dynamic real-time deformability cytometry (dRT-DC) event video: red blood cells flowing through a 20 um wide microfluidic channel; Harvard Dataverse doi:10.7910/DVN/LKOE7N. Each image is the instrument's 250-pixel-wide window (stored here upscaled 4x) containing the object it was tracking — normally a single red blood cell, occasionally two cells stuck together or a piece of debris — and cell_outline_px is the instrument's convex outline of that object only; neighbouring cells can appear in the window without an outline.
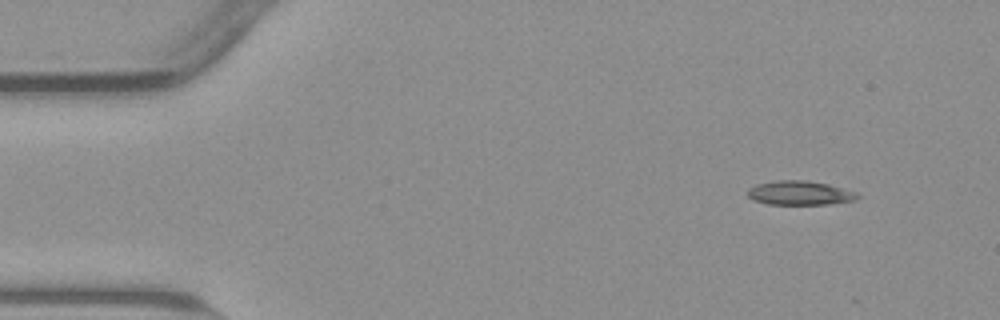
{"species": "common noctule bat (a hibernating species)", "species_latin": "Nyctalus noctula", "temperature_condition": "warm", "stored_images_in_passage": 50, "camera_frame_rate_fps": 3000, "um_per_image_px": 0.085, "animal": {"sex": "male", "body_mass_g": 23.1, "forearm_length_mm": 52.7}, "frame": {"image": 1, "passage_image": 1, "time_ms": 0.0, "image_size_px": [1000, 320], "cell_outline_px": [[860, 196], [856, 200], [828, 204], [768, 204], [752, 200], [748, 196], [748, 188], [756, 184], [776, 180], [808, 180], [828, 184], [856, 192]], "centroid_in_image_um": [67.96, 16.4], "position_along_channel_um": 17.0, "area_um2": 15.49}}
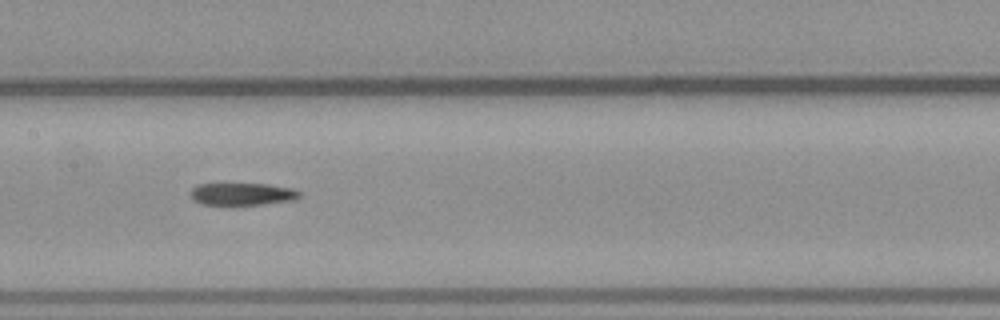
{"frame": {"image": 2, "passage_image": 22, "time_ms": 7.0, "image_size_px": [1000, 320], "cell_outline_px": [[304, 196], [296, 200], [236, 208], [224, 208], [204, 204], [192, 200], [192, 188], [200, 184], [268, 184], [292, 188], [300, 192]], "centroid_in_image_um": [20.63, 16.56], "position_along_channel_um": 186.8, "area_um2": 15.2}}
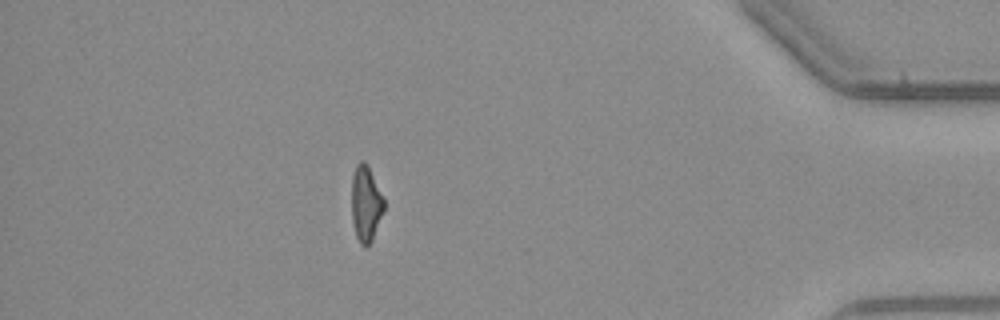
{"frame": {"image": 3, "passage_image": 43, "time_ms": 14.0, "image_size_px": [1000, 320], "cell_outline_px": [[384, 208], [372, 240], [364, 248], [360, 244], [356, 236], [352, 220], [352, 176], [356, 164], [360, 160], [364, 160], [368, 164], [384, 196]], "centroid_in_image_um": [31.1, 17.26], "position_along_channel_um": 404.1, "area_um2": 14.45}}